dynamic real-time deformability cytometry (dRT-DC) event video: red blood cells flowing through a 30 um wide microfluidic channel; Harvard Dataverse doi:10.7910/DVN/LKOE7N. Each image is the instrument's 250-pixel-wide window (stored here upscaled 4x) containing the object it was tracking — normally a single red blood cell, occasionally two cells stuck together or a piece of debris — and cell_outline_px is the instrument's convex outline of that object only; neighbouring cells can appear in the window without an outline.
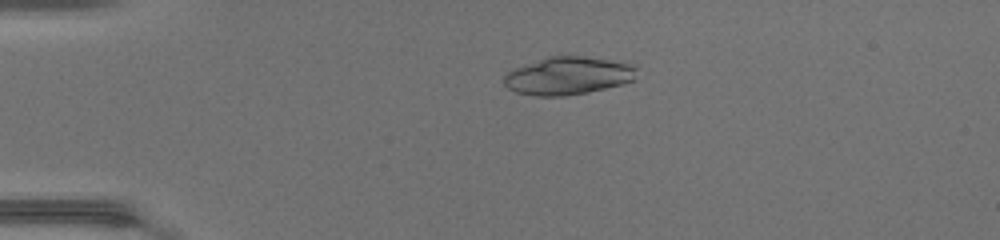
{"species": "common noctule bat (a hibernating species)", "species_latin": "Nyctalus noctula", "temperature_condition": "warm", "stored_images_in_passage": 48, "camera_frame_rate_fps": 3000, "um_per_image_px": 0.085, "animal": {"sex": "female", "body_mass_g": 17.0, "forearm_length_mm": 48.0}, "frame": {"image": 1, "passage_image": 12, "time_ms": 3.667, "image_size_px": [1000, 240], "cell_outline_px": [[636, 80], [624, 84], [588, 92], [564, 96], [536, 96], [516, 92], [508, 88], [504, 84], [504, 76], [512, 68], [548, 56], [584, 56], [636, 64]], "centroid_in_image_um": [48.31, 6.44], "position_along_channel_um": 36.7, "area_um2": 29.59}}
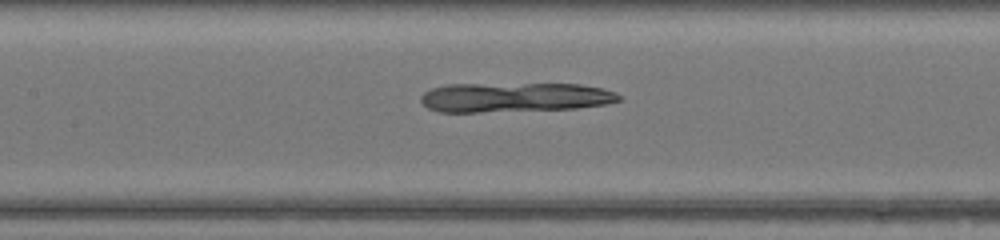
{"frame": {"image": 2, "passage_image": 24, "time_ms": 7.667, "image_size_px": [1000, 240], "cell_outline_px": [[620, 100], [608, 104], [576, 108], [480, 112], [440, 112], [428, 108], [420, 100], [420, 96], [424, 92], [432, 88], [448, 84], [580, 84], [604, 88], [616, 92], [620, 96]], "centroid_in_image_um": [43.75, 8.27], "position_along_channel_um": 163.6, "area_um2": 34.16}}
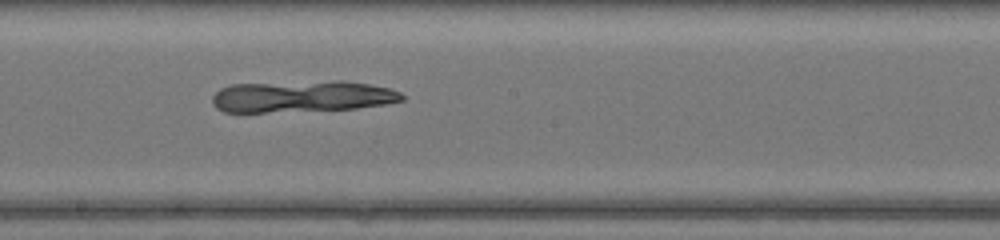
{"frame": {"image": 3, "passage_image": 28, "time_ms": 9.0, "image_size_px": [1000, 240], "cell_outline_px": [[404, 100], [384, 104], [356, 108], [264, 112], [224, 112], [216, 108], [212, 104], [212, 96], [220, 88], [232, 84], [336, 80], [344, 80], [368, 84], [388, 88], [400, 92], [404, 96]], "centroid_in_image_um": [25.64, 8.18], "position_along_channel_um": 222.6, "area_um2": 34.91}}